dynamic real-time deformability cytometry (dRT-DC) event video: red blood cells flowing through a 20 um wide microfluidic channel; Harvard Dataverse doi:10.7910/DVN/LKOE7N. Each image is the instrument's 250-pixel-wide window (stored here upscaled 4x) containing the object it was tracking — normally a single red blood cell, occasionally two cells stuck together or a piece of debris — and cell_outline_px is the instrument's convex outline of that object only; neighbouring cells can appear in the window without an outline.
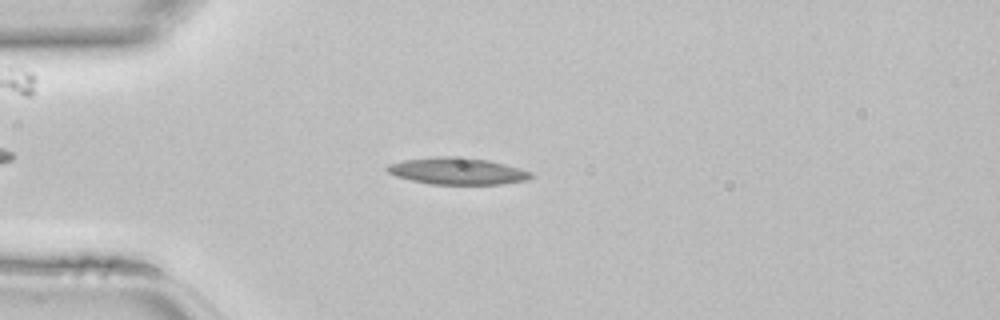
{"species": "common noctule bat (a hibernating species)", "species_latin": "Nyctalus noctula", "temperature_condition": "room temperature", "stored_images_in_passage": 44, "camera_frame_rate_fps": 3000, "um_per_image_px": 0.085, "animal": {"sex": "female", "body_mass_g": 22.7, "forearm_length_mm": 54.2}, "frame": {"image": 1, "passage_image": 11, "time_ms": 3.333, "image_size_px": [1000, 320], "cell_outline_px": [[532, 176], [528, 180], [500, 184], [428, 184], [396, 176], [388, 172], [384, 168], [388, 164], [404, 160], [436, 156], [468, 156], [488, 160], [520, 168], [532, 172]], "centroid_in_image_um": [38.87, 14.53], "position_along_channel_um": 46.1, "area_um2": 22.66}}
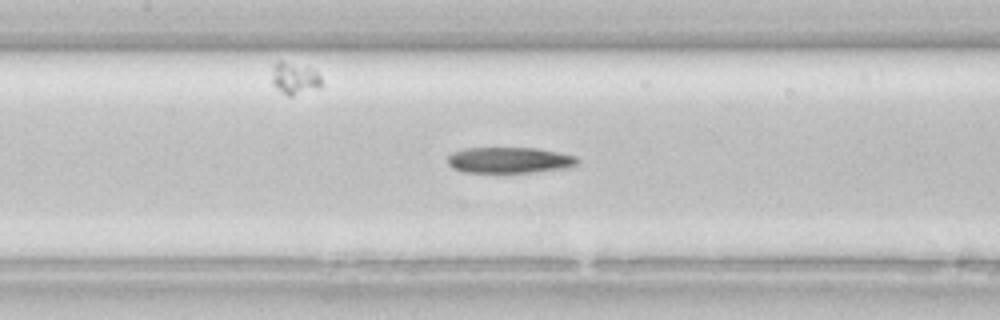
{"frame": {"image": 2, "passage_image": 20, "time_ms": 6.333, "image_size_px": [1000, 320], "cell_outline_px": [[580, 160], [572, 168], [536, 172], [464, 172], [452, 168], [448, 164], [448, 156], [452, 152], [464, 148], [536, 148], [560, 152], [576, 156]], "centroid_in_image_um": [43.35, 13.61], "position_along_channel_um": 164.1, "area_um2": 19.88}}
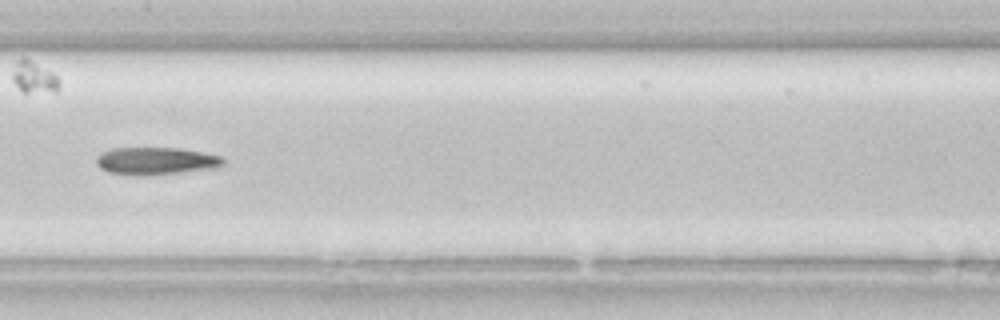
{"frame": {"image": 3, "passage_image": 22, "time_ms": 7.0, "image_size_px": [1000, 320], "cell_outline_px": [[224, 164], [220, 168], [180, 172], [108, 172], [100, 168], [96, 164], [96, 156], [100, 152], [112, 148], [180, 148], [224, 156]], "centroid_in_image_um": [13.33, 13.62], "position_along_channel_um": 194.1, "area_um2": 19.54}}